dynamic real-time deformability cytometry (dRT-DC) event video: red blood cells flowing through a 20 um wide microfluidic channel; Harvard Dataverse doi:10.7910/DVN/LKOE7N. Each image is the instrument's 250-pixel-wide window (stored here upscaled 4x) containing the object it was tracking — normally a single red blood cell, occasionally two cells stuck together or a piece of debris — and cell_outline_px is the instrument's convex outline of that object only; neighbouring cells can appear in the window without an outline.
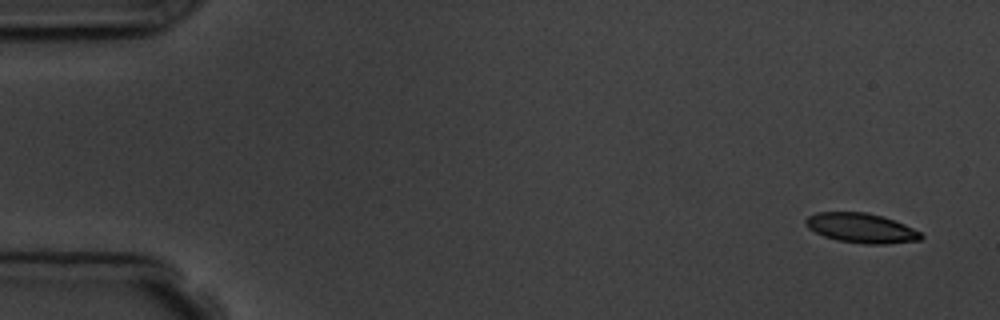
{"species": "common noctule bat (a hibernating species)", "species_latin": "Nyctalus noctula", "temperature_condition": "room temperature", "stored_images_in_passage": 5, "camera_frame_rate_fps": 3000, "um_per_image_px": 0.085, "animal": {"sex": "male", "body_mass_g": 19.5, "forearm_length_mm": 54.6}, "frame": {"image": 1, "passage_image": 1, "time_ms": 0.0, "image_size_px": [1000, 320], "cell_outline_px": [[924, 236], [920, 240], [888, 244], [864, 244], [836, 240], [824, 236], [808, 228], [804, 220], [808, 216], [816, 212], [864, 212], [880, 216], [904, 224], [920, 232]], "centroid_in_image_um": [73.19, 19.39], "position_along_channel_um": 11.8, "area_um2": 19.83}}
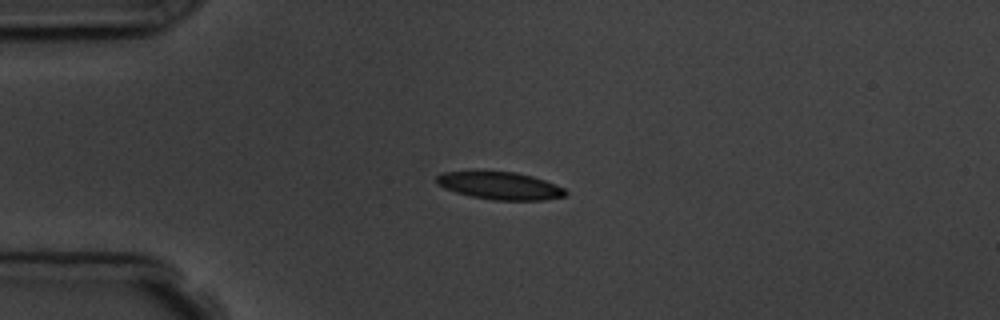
{"frame": {"image": 2, "passage_image": 4, "time_ms": 3.667, "image_size_px": [1000, 320], "cell_outline_px": [[568, 192], [564, 196], [544, 200], [492, 200], [472, 196], [456, 192], [444, 188], [436, 184], [436, 176], [444, 172], [516, 172], [532, 176], [544, 180], [564, 188]], "centroid_in_image_um": [42.5, 15.79], "position_along_channel_um": 42.5, "area_um2": 20.46}}